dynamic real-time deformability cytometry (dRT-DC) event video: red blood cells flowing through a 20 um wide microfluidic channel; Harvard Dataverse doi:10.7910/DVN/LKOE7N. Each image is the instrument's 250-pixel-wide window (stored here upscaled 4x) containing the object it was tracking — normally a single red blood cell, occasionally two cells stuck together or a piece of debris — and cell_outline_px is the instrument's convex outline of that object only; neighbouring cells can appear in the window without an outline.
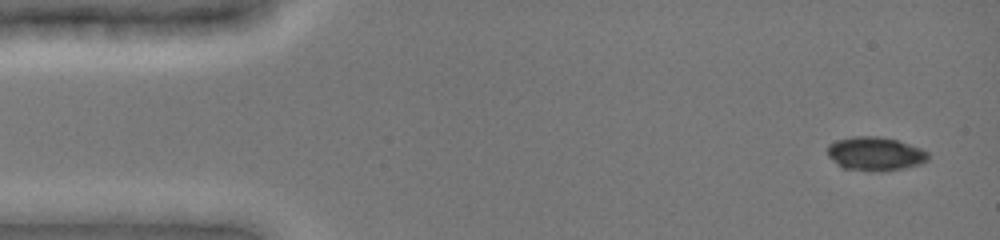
{"species": "common noctule bat (a hibernating species)", "species_latin": "Nyctalus noctula", "temperature_condition": "cold", "stored_images_in_passage": 11, "camera_frame_rate_fps": 3000, "um_per_image_px": 0.085, "animal": {"sex": "female", "body_mass_g": 19.0, "forearm_length_mm": 51.5}, "frame": {"image": 1, "passage_image": 2, "time_ms": 0.667, "image_size_px": [1000, 240], "cell_outline_px": [[928, 160], [920, 164], [904, 168], [840, 168], [828, 156], [828, 144], [836, 140], [852, 136], [880, 136], [896, 140], [920, 148], [928, 152]], "centroid_in_image_um": [74.36, 13.01], "position_along_channel_um": 10.6, "area_um2": 19.02}}
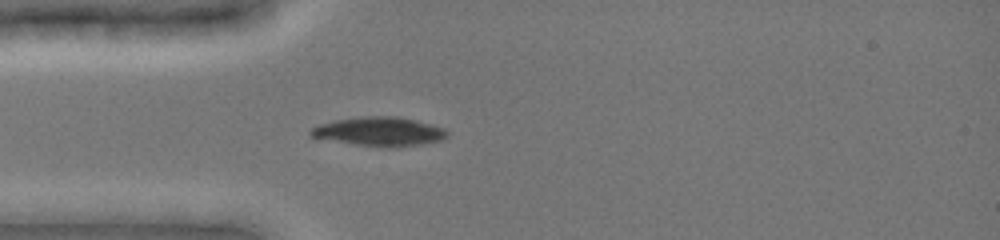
{"frame": {"image": 2, "passage_image": 7, "time_ms": 4.333, "image_size_px": [1000, 240], "cell_outline_px": [[448, 136], [440, 140], [420, 144], [396, 148], [388, 148], [356, 144], [308, 136], [308, 132], [312, 128], [320, 124], [332, 120], [360, 116], [396, 116], [416, 120], [444, 128], [448, 132]], "centroid_in_image_um": [32.24, 11.17], "position_along_channel_um": 52.8, "area_um2": 23.12}}